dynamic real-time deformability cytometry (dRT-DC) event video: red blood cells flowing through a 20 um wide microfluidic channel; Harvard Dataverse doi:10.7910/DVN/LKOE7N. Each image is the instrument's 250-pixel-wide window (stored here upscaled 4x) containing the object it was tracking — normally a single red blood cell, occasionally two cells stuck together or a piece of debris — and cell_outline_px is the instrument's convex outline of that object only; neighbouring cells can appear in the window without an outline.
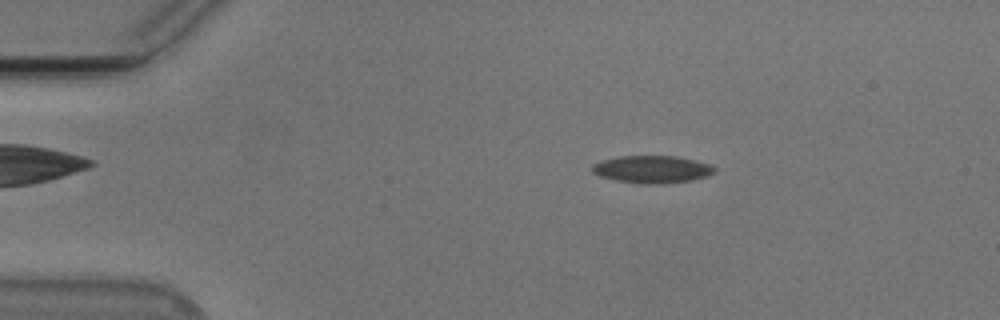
{"species": "Egyptian fruit bat (a non-hibernating species)", "species_latin": "Rousettus aegyptiacus", "temperature_condition": "cold", "stored_images_in_passage": 55, "camera_frame_rate_fps": 3000, "um_per_image_px": 0.085, "animal": {"sex": "male"}, "frame": {"image": 1, "passage_image": 10, "time_ms": 3.0, "image_size_px": [1000, 320], "cell_outline_px": [[716, 172], [708, 176], [692, 180], [664, 184], [640, 184], [616, 180], [600, 176], [592, 172], [592, 164], [604, 160], [620, 156], [676, 156], [712, 164], [716, 168]], "centroid_in_image_um": [55.48, 14.4], "position_along_channel_um": 29.5, "area_um2": 19.71}}
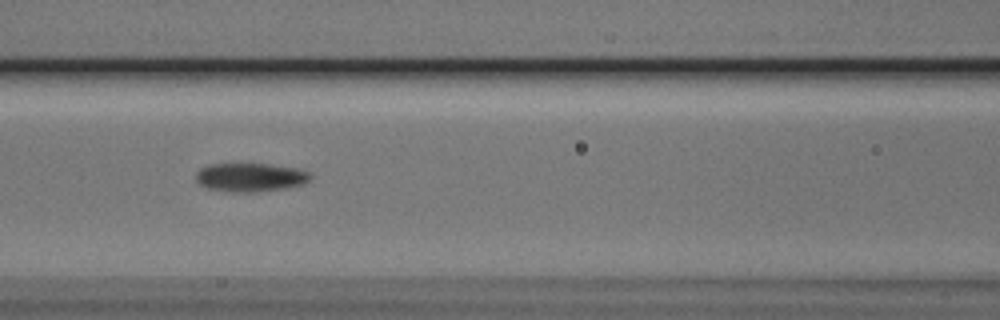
{"frame": {"image": 2, "passage_image": 24, "time_ms": 7.667, "image_size_px": [1000, 320], "cell_outline_px": [[312, 176], [304, 184], [288, 188], [256, 192], [232, 192], [208, 188], [200, 184], [196, 180], [196, 172], [200, 168], [208, 164], [268, 164], [300, 168], [308, 172]], "centroid_in_image_um": [21.3, 15.07], "position_along_channel_um": 145.3, "area_um2": 19.25}}
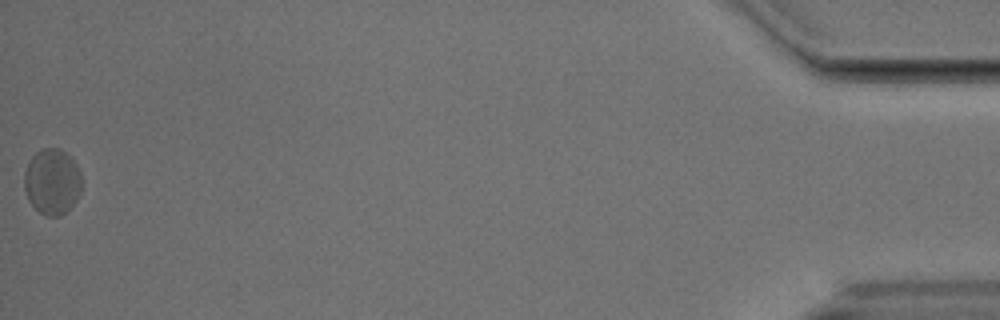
{"frame": {"image": 3, "passage_image": 55, "time_ms": 18.0, "image_size_px": [1000, 320], "cell_outline_px": [[80, 192], [76, 200], [60, 216], [44, 216], [28, 200], [24, 188], [24, 172], [32, 156], [36, 152], [44, 148], [60, 148], [72, 156], [80, 172]], "centroid_in_image_um": [4.42, 15.41], "position_along_channel_um": 430.8, "area_um2": 21.96}, "authors_computed_cell_mechanics": {"area_um2": 19.7098, "velocity_mm_per_s": 3.7265, "shape_relaxation_time_tau1_ms": 2.8953, "shape_relaxation_time_tau2_ms": 4.7283, "deformation_change_tau1": 0.0723, "deformation_change_tau2": 0.0867}}